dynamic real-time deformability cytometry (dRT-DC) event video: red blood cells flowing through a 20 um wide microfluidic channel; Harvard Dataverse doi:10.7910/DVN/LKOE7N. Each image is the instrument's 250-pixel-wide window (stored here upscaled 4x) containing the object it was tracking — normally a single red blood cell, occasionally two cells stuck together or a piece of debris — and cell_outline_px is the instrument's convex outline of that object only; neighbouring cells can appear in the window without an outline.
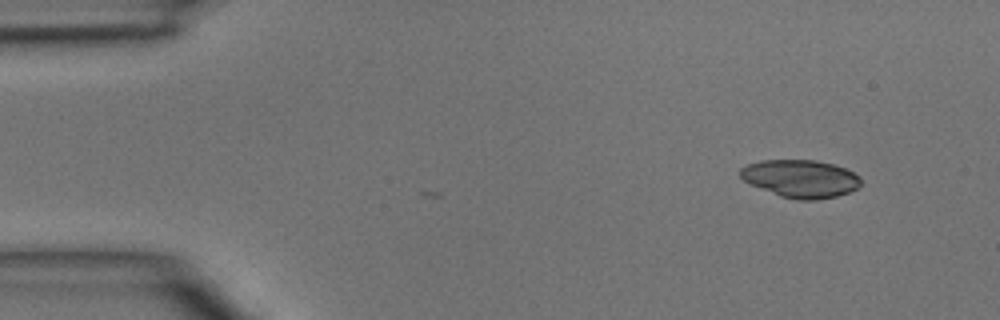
{"species": "common noctule bat (a hibernating species)", "species_latin": "Nyctalus noctula", "temperature_condition": "room temperature", "stored_images_in_passage": 5, "camera_frame_rate_fps": 3000, "um_per_image_px": 0.085, "animal": {"sex": "male", "body_mass_g": 15.6}, "frame": {"image": 1, "passage_image": 5, "time_ms": 1.333, "image_size_px": [1000, 320], "cell_outline_px": [[860, 184], [856, 188], [848, 192], [836, 196], [816, 200], [800, 200], [780, 196], [752, 184], [744, 180], [740, 176], [740, 168], [748, 164], [760, 160], [816, 160], [832, 164], [844, 168], [860, 176]], "centroid_in_image_um": [68.04, 15.18], "position_along_channel_um": 17.0, "area_um2": 26.24}}